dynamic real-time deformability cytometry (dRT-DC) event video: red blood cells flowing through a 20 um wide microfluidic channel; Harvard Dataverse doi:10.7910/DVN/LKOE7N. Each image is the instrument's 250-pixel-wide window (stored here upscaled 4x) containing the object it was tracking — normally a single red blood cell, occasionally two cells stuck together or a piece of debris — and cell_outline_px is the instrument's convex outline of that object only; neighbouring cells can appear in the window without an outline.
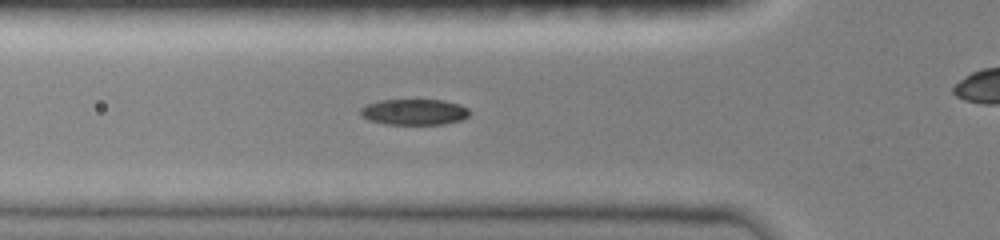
{"species": "common noctule bat (a hibernating species)", "species_latin": "Nyctalus noctula", "temperature_condition": "room temperature", "stored_images_in_passage": 31, "camera_frame_rate_fps": 3000, "um_per_image_px": 0.085, "animal": {"sex": "female", "body_mass_g": 19.0, "forearm_length_mm": 51.5}, "frame": {"image": 1, "passage_image": 3, "time_ms": 0.333, "image_size_px": [1000, 240], "cell_outline_px": [[468, 116], [460, 120], [444, 124], [384, 124], [368, 120], [360, 116], [360, 108], [368, 104], [380, 100], [444, 100], [460, 104], [468, 108]], "centroid_in_image_um": [35.18, 9.52], "position_along_channel_um": 90.6, "area_um2": 16.47}}
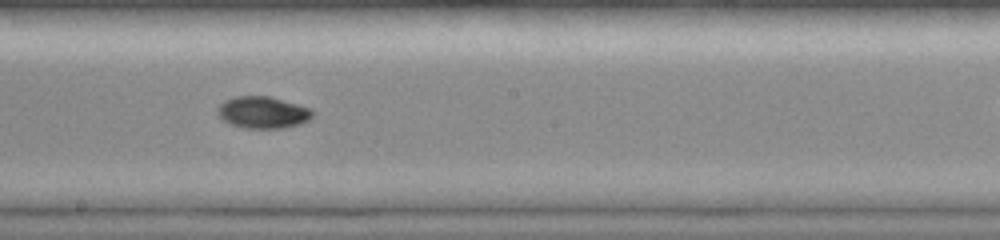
{"frame": {"image": 2, "passage_image": 15, "time_ms": 3.667, "image_size_px": [1000, 240], "cell_outline_px": [[312, 116], [308, 120], [300, 124], [284, 128], [244, 128], [228, 124], [216, 112], [216, 108], [224, 100], [236, 96], [268, 96], [296, 104], [308, 108], [312, 112]], "centroid_in_image_um": [22.28, 9.56], "position_along_channel_um": 225.9, "area_um2": 17.51}}
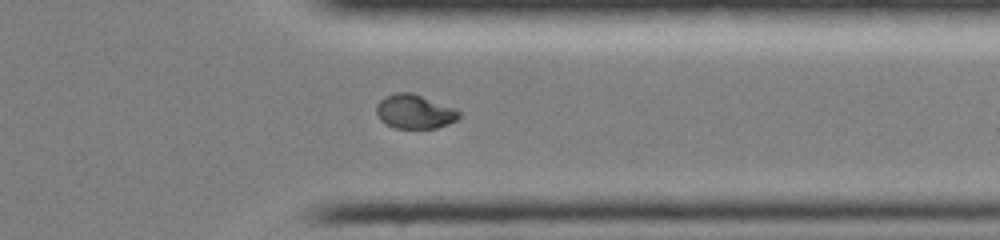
{"frame": {"image": 3, "passage_image": 26, "time_ms": 7.333, "image_size_px": [1000, 240], "cell_outline_px": [[460, 116], [456, 120], [448, 124], [436, 128], [396, 128], [380, 120], [376, 112], [376, 104], [384, 96], [396, 92], [412, 92], [456, 108], [460, 112]], "centroid_in_image_um": [35.24, 9.47], "position_along_channel_um": 376.2, "area_um2": 16.53}}